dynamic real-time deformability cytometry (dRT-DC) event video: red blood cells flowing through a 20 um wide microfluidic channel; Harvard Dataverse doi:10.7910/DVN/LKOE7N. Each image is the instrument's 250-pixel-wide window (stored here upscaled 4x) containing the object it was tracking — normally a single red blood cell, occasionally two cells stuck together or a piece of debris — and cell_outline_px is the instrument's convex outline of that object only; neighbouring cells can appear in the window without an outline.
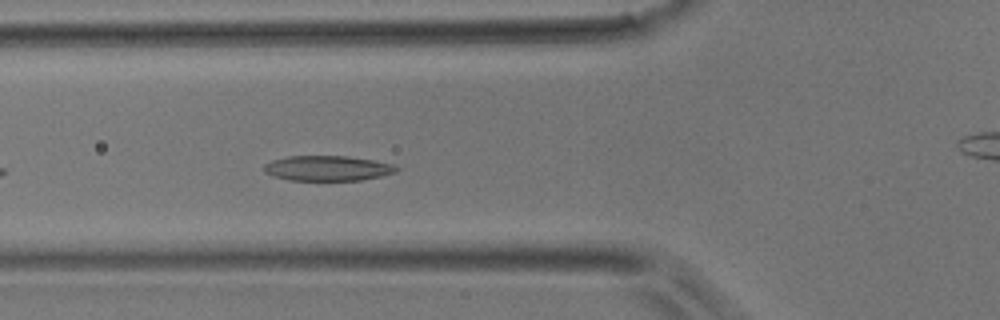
{"species": "common noctule bat (a hibernating species)", "species_latin": "Nyctalus noctula", "temperature_condition": "room temperature", "stored_images_in_passage": 12, "camera_frame_rate_fps": 3000, "um_per_image_px": 0.085, "animal": {"sex": "male", "body_mass_g": 17.9}, "frame": {"image": 1, "passage_image": 6, "time_ms": 1.667, "image_size_px": [1000, 320], "cell_outline_px": [[400, 168], [396, 172], [380, 176], [360, 180], [288, 180], [272, 176], [264, 172], [264, 164], [272, 160], [288, 156], [348, 156], [372, 160], [392, 164]], "centroid_in_image_um": [27.81, 14.3], "position_along_channel_um": 98.0, "area_um2": 19.36}}